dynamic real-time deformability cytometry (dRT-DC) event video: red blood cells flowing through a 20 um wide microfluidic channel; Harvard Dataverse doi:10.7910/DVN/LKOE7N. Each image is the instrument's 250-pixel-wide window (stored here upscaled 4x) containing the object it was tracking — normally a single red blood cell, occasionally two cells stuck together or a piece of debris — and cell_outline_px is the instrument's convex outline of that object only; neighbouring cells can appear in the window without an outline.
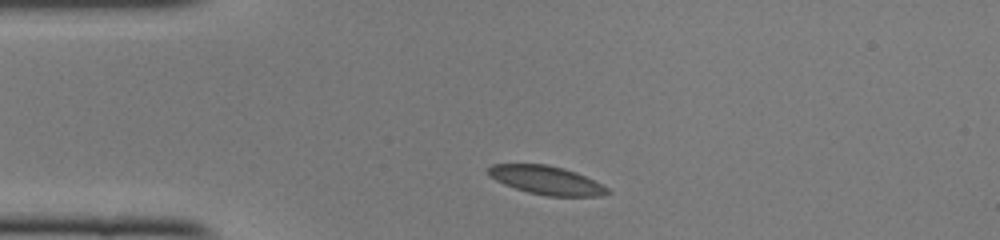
{"species": "common noctule bat (a hibernating species)", "species_latin": "Nyctalus noctula", "temperature_condition": "cold", "stored_images_in_passage": 39, "camera_frame_rate_fps": 3000, "um_per_image_px": 0.085, "animal": {"sex": "female", "body_mass_g": 22.0, "forearm_length_mm": 56.7}, "frame": {"image": 1, "passage_image": 1, "time_ms": 0.0, "image_size_px": [1000, 240], "cell_outline_px": [[612, 192], [600, 196], [548, 196], [528, 192], [504, 184], [496, 180], [488, 172], [488, 168], [492, 164], [544, 164], [564, 168], [576, 172], [608, 188]], "centroid_in_image_um": [46.46, 15.32], "position_along_channel_um": 38.5, "area_um2": 19.54}}
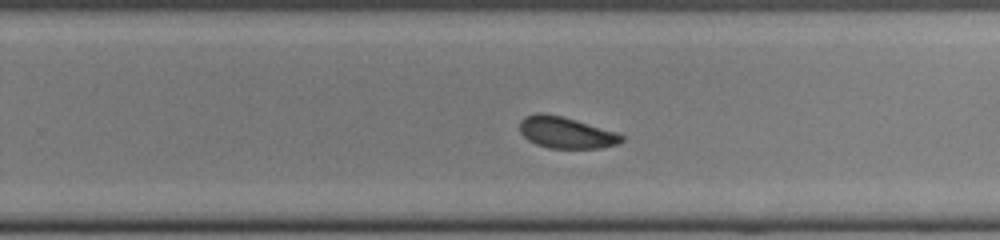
{"frame": {"image": 2, "passage_image": 21, "time_ms": 6.667, "image_size_px": [1000, 240], "cell_outline_px": [[624, 140], [620, 144], [600, 148], [548, 148], [536, 144], [528, 140], [520, 132], [520, 120], [524, 116], [536, 112], [540, 112], [560, 116], [576, 120], [616, 132], [624, 136]], "centroid_in_image_um": [48.11, 11.27], "position_along_channel_um": 281.7, "area_um2": 18.73}}
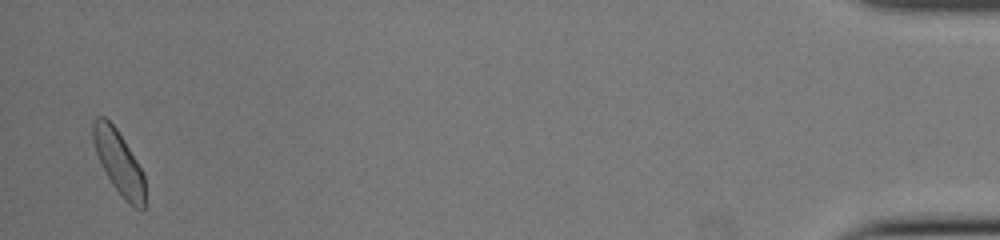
{"frame": {"image": 3, "passage_image": 38, "time_ms": 12.333, "image_size_px": [1000, 240], "cell_outline_px": [[144, 208], [136, 208], [124, 200], [112, 184], [96, 152], [92, 140], [92, 120], [96, 116], [104, 116], [116, 128], [124, 140], [136, 160], [144, 176]], "centroid_in_image_um": [10.07, 13.76], "position_along_channel_um": 425.1, "area_um2": 18.84}, "authors_computed_cell_mechanics": {"area_um2": 19.1318, "velocity_mm_per_s": 4.0582, "shape_relaxation_time_tau1_ms": 3.8265, "shape_relaxation_time_tau2_ms": null, "deformation_change_tau1": 0.0813, "deformation_change_tau2": null}}